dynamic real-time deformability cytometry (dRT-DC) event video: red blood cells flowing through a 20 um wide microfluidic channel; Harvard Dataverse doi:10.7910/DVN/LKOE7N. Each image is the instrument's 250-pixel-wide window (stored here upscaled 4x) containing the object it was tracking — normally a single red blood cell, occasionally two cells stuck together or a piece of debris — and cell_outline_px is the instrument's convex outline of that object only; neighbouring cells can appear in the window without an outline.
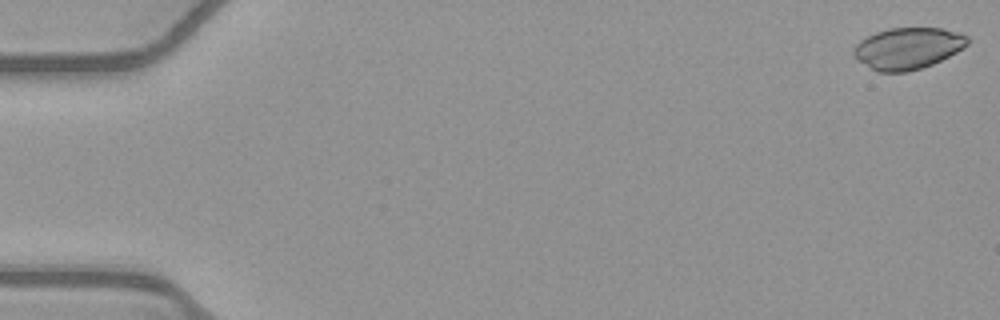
{"species": "common noctule bat (a hibernating species)", "species_latin": "Nyctalus noctula", "temperature_condition": "warm", "stored_images_in_passage": 14, "camera_frame_rate_fps": 3000, "um_per_image_px": 0.085, "animal": {"sex": "female", "body_mass_g": 21.9}, "frame": {"image": 1, "passage_image": 1, "time_ms": 0.0, "image_size_px": [1000, 320], "cell_outline_px": [[968, 44], [964, 48], [932, 64], [908, 72], [876, 72], [860, 60], [852, 52], [856, 44], [860, 40], [876, 32], [888, 28], [944, 28], [960, 32], [968, 36]], "centroid_in_image_um": [77.19, 4.09], "position_along_channel_um": 7.8, "area_um2": 27.46}}
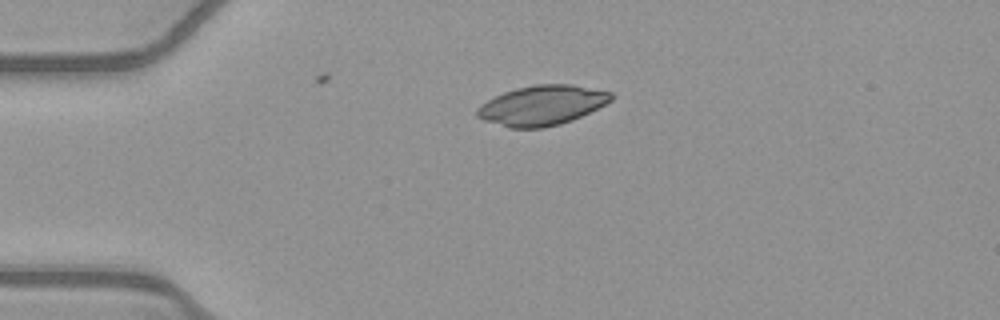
{"frame": {"image": 2, "passage_image": 13, "time_ms": 4.0, "image_size_px": [1000, 320], "cell_outline_px": [[612, 100], [572, 120], [560, 124], [544, 128], [508, 128], [484, 120], [476, 116], [476, 108], [480, 104], [504, 92], [516, 88], [536, 84], [572, 84], [612, 92]], "centroid_in_image_um": [46.03, 8.95], "position_along_channel_um": 39.0, "area_um2": 30.98}}